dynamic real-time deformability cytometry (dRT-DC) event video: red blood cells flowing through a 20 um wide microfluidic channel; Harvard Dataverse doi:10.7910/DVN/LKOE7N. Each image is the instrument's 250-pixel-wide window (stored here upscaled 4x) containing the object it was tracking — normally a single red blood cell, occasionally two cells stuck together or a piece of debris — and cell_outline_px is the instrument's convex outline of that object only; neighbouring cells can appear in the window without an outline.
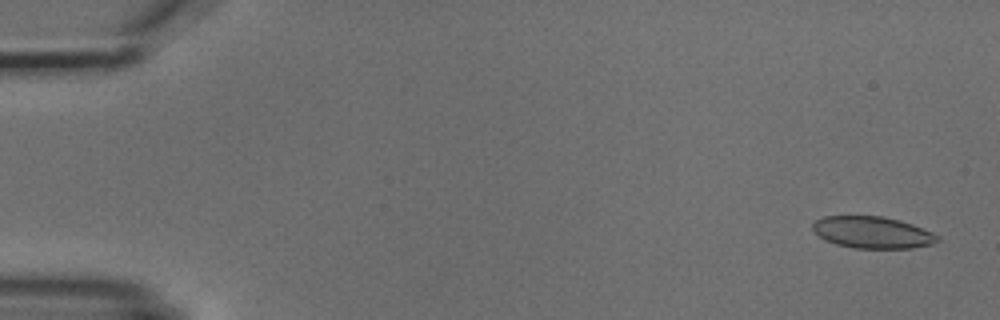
{"species": "common noctule bat (a hibernating species)", "species_latin": "Nyctalus noctula", "temperature_condition": "cold", "stored_images_in_passage": 5, "camera_frame_rate_fps": 3000, "um_per_image_px": 0.085, "animal": {"sex": "male", "body_mass_g": 18.8}, "frame": {"image": 1, "passage_image": 1, "time_ms": 0.0, "image_size_px": [1000, 320], "cell_outline_px": [[940, 240], [932, 244], [912, 248], [852, 248], [836, 244], [824, 240], [812, 228], [812, 224], [816, 220], [824, 216], [884, 216], [900, 220], [912, 224], [932, 232], [940, 236]], "centroid_in_image_um": [74.17, 19.75], "position_along_channel_um": 10.8, "area_um2": 23.18}}
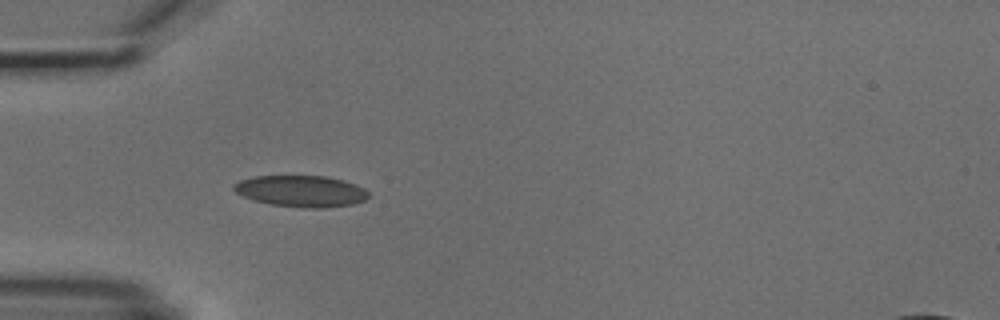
{"frame": {"image": 2, "passage_image": 5, "time_ms": 4.667, "image_size_px": [1000, 320], "cell_outline_px": [[368, 196], [364, 200], [352, 204], [324, 208], [304, 208], [272, 204], [256, 200], [244, 196], [236, 192], [232, 188], [232, 184], [240, 180], [252, 176], [324, 176], [344, 180], [356, 184], [364, 188], [368, 192]], "centroid_in_image_um": [25.59, 16.24], "position_along_channel_um": 59.4, "area_um2": 24.57}}